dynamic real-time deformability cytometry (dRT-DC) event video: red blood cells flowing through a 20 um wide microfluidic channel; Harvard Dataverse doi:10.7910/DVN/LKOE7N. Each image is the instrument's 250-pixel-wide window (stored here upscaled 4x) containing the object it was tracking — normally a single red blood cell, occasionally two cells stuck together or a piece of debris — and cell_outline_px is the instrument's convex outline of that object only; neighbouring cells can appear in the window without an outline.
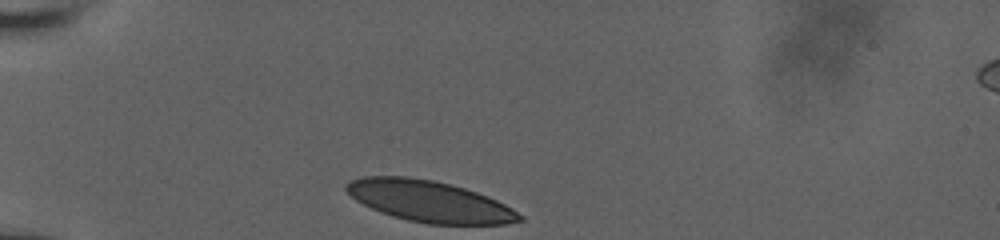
{"species": "human", "species_latin": "Homo sapiens", "temperature_condition": "room temperature", "stored_images_in_passage": 44, "camera_frame_rate_fps": 3000, "um_per_image_px": 0.085, "donor": {"sex": "male"}, "frame": {"image": 1, "passage_image": 1, "time_ms": 0.0, "image_size_px": [1000, 240], "cell_outline_px": [[524, 220], [504, 224], [428, 224], [408, 220], [392, 216], [380, 212], [356, 200], [344, 188], [344, 184], [352, 180], [364, 176], [408, 176], [432, 180], [464, 188], [488, 196], [512, 208], [524, 216]], "centroid_in_image_um": [36.5, 17.11], "position_along_channel_um": 48.5, "area_um2": 41.44}}
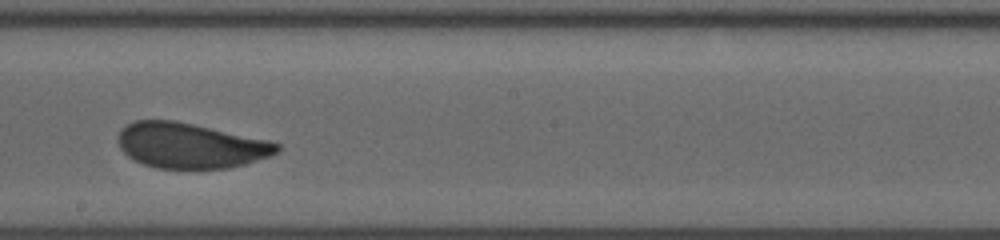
{"frame": {"image": 2, "passage_image": 29, "time_ms": 5.667, "image_size_px": [1000, 240], "cell_outline_px": [[280, 148], [272, 156], [244, 164], [228, 168], [156, 168], [144, 164], [128, 156], [120, 148], [120, 132], [128, 124], [136, 120], [176, 120], [268, 140], [280, 144]], "centroid_in_image_um": [16.22, 12.37], "position_along_channel_um": 232.0, "area_um2": 41.56}}
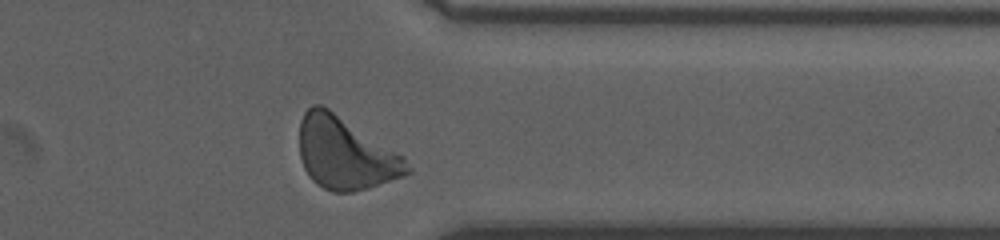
{"frame": {"image": 3, "passage_image": 44, "time_ms": 9.667, "image_size_px": [1000, 240], "cell_outline_px": [[412, 172], [404, 176], [368, 188], [352, 192], [332, 192], [316, 184], [308, 176], [304, 168], [300, 156], [300, 120], [304, 112], [312, 104], [320, 104], [328, 108], [404, 156], [412, 168]], "centroid_in_image_um": [29.36, 13.05], "position_along_channel_um": 382.0, "area_um2": 45.32}, "authors_computed_cell_mechanics": {"area_um2": 42.4252, "velocity_mm_per_s": 3.8281, "shape_relaxation_time_tau1_ms": 6.0038, "shape_relaxation_time_tau2_ms": null, "deformation_change_tau1": 0.1668, "deformation_change_tau2": null}}